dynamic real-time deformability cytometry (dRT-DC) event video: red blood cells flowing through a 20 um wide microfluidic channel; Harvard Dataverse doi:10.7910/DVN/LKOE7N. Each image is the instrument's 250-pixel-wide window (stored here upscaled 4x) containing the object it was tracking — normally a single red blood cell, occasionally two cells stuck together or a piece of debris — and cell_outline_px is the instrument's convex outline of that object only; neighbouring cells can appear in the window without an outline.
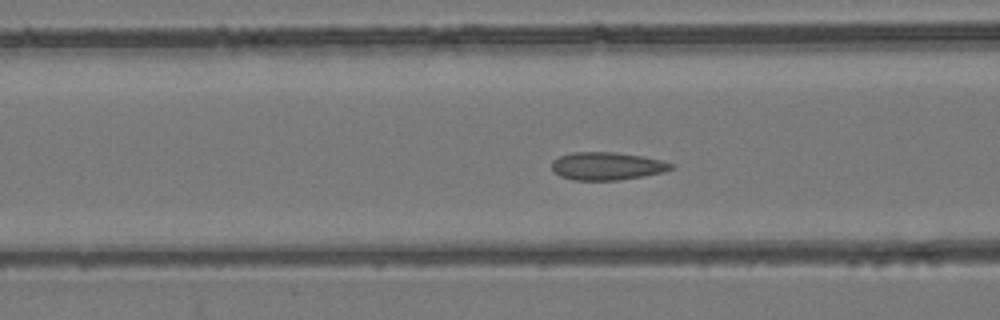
{"species": "common noctule bat (a hibernating species)", "species_latin": "Nyctalus noctula", "temperature_condition": "room temperature", "stored_images_in_passage": 54, "camera_frame_rate_fps": 3000, "um_per_image_px": 0.085, "animal": {"sex": "female", "body_mass_g": 24.6, "forearm_length_mm": 56.2}, "frame": {"image": 1, "passage_image": 22, "time_ms": 7.0, "image_size_px": [1000, 320], "cell_outline_px": [[676, 168], [664, 172], [644, 176], [620, 180], [576, 180], [560, 176], [552, 172], [552, 160], [560, 156], [572, 152], [616, 152], [644, 156], [676, 164]], "centroid_in_image_um": [51.63, 14.11], "position_along_channel_um": 115.0, "area_um2": 19.65}}
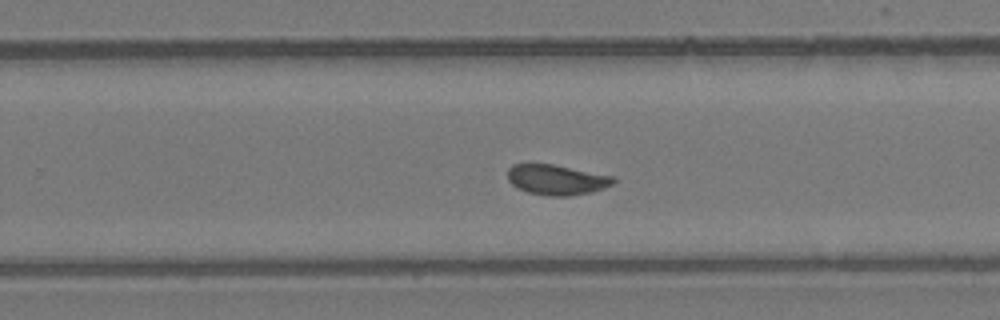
{"frame": {"image": 2, "passage_image": 35, "time_ms": 11.333, "image_size_px": [1000, 320], "cell_outline_px": [[616, 180], [612, 184], [604, 188], [592, 192], [568, 196], [548, 196], [528, 192], [516, 188], [508, 180], [508, 168], [512, 164], [552, 164], [616, 176]], "centroid_in_image_um": [47.33, 15.28], "position_along_channel_um": 282.5, "area_um2": 18.79}}
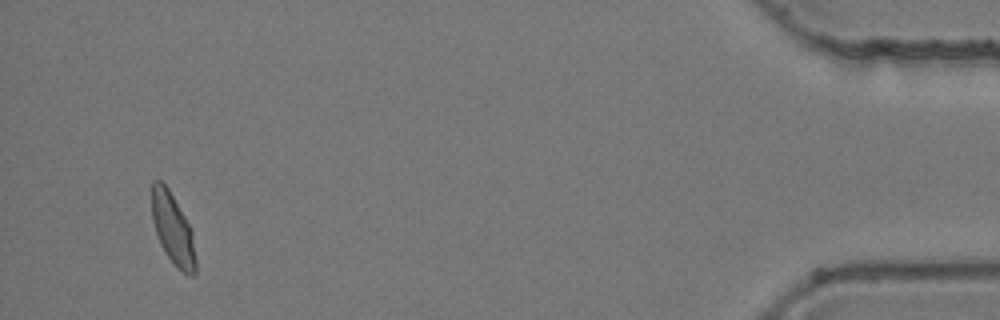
{"frame": {"image": 3, "passage_image": 52, "time_ms": 17.0, "image_size_px": [1000, 320], "cell_outline_px": [[196, 272], [192, 276], [176, 268], [160, 244], [152, 220], [152, 180], [160, 180], [168, 188], [192, 228], [196, 260]], "centroid_in_image_um": [14.7, 19.47], "position_along_channel_um": 420.5, "area_um2": 18.21}, "authors_computed_cell_mechanics": {"area_um2": 18.8139, "velocity_mm_per_s": 3.8772, "shape_relaxation_time_tau1_ms": null, "shape_relaxation_time_tau2_ms": 0.6669, "deformation_change_tau1": null, "deformation_change_tau2": 0.06}}